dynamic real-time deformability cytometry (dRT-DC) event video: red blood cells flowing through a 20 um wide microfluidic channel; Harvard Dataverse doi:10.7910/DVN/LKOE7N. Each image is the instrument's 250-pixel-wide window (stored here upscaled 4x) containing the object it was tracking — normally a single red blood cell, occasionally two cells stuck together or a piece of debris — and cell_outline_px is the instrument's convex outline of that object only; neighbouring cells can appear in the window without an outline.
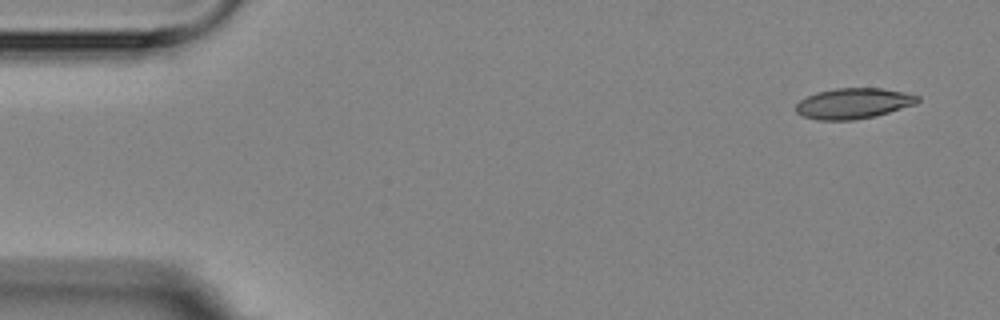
{"species": "Egyptian fruit bat (a non-hibernating species)", "species_latin": "Rousettus aegyptiacus", "temperature_condition": "room temperature", "stored_images_in_passage": 2, "camera_frame_rate_fps": 3000, "um_per_image_px": 0.085, "animal": {"sex": "female"}, "frame": {"image": 1, "passage_image": 2, "time_ms": 1.333, "image_size_px": [1000, 320], "cell_outline_px": [[920, 100], [916, 104], [876, 116], [852, 120], [816, 120], [804, 116], [796, 112], [796, 104], [800, 100], [816, 92], [836, 88], [880, 88], [904, 92], [920, 96]], "centroid_in_image_um": [72.55, 8.79], "position_along_channel_um": 12.4, "area_um2": 21.73}}